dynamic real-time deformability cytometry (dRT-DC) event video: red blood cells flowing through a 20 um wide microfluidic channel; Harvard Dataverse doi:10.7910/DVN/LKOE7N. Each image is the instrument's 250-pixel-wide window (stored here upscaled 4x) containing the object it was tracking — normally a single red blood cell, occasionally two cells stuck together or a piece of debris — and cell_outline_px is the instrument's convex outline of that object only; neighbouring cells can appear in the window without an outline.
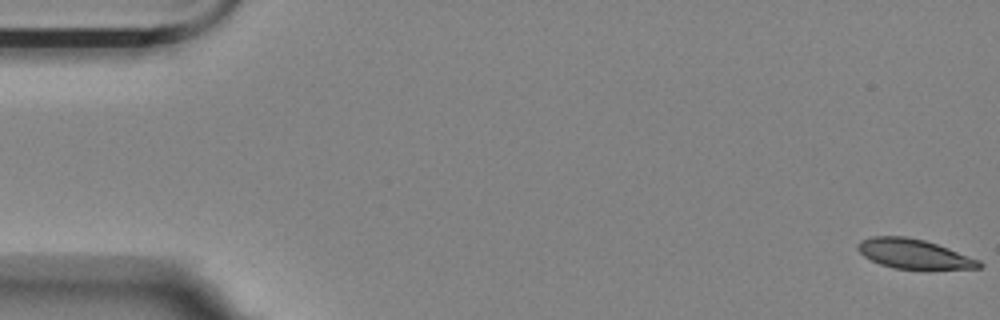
{"species": "Egyptian fruit bat (a non-hibernating species)", "species_latin": "Rousettus aegyptiacus", "temperature_condition": "room temperature", "stored_images_in_passage": 6, "camera_frame_rate_fps": 3000, "um_per_image_px": 0.085, "animal": {"sex": "female"}, "frame": {"image": 1, "passage_image": 1, "time_ms": 0.0, "image_size_px": [1000, 320], "cell_outline_px": [[984, 264], [980, 268], [896, 268], [880, 264], [864, 256], [856, 248], [856, 244], [860, 240], [872, 236], [904, 236], [924, 240], [948, 248], [980, 260]], "centroid_in_image_um": [77.64, 21.56], "position_along_channel_um": 7.4, "area_um2": 20.52}}
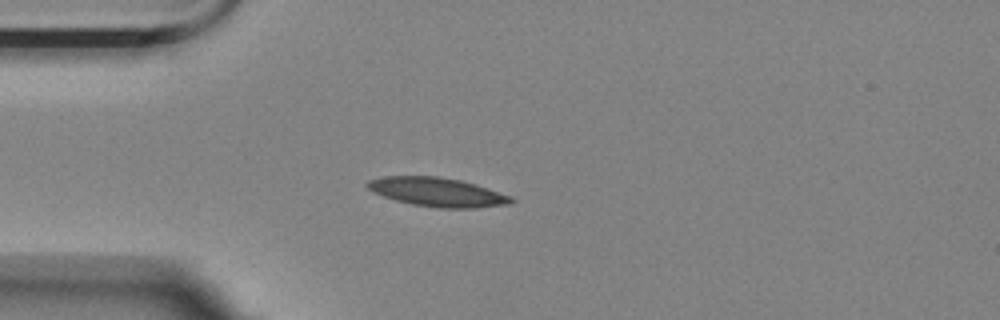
{"frame": {"image": 2, "passage_image": 5, "time_ms": 1.333, "image_size_px": [1000, 320], "cell_outline_px": [[516, 200], [512, 204], [476, 208], [436, 208], [412, 204], [396, 200], [384, 196], [368, 188], [364, 184], [368, 180], [384, 176], [436, 176], [460, 180], [476, 184], [512, 196]], "centroid_in_image_um": [37.22, 16.33], "position_along_channel_um": 47.8, "area_um2": 24.33}}